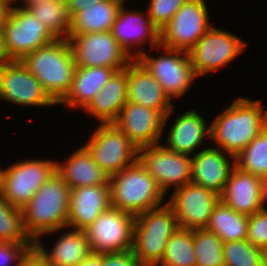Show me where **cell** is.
I'll list each match as a JSON object with an SVG mask.
<instances>
[{
	"instance_id": "obj_2",
	"label": "cell",
	"mask_w": 267,
	"mask_h": 266,
	"mask_svg": "<svg viewBox=\"0 0 267 266\" xmlns=\"http://www.w3.org/2000/svg\"><path fill=\"white\" fill-rule=\"evenodd\" d=\"M71 188L55 172L22 208L26 232L35 242L40 235L67 226Z\"/></svg>"
},
{
	"instance_id": "obj_38",
	"label": "cell",
	"mask_w": 267,
	"mask_h": 266,
	"mask_svg": "<svg viewBox=\"0 0 267 266\" xmlns=\"http://www.w3.org/2000/svg\"><path fill=\"white\" fill-rule=\"evenodd\" d=\"M34 247V244H13L0 242V266H8L11 261L18 265L24 254Z\"/></svg>"
},
{
	"instance_id": "obj_13",
	"label": "cell",
	"mask_w": 267,
	"mask_h": 266,
	"mask_svg": "<svg viewBox=\"0 0 267 266\" xmlns=\"http://www.w3.org/2000/svg\"><path fill=\"white\" fill-rule=\"evenodd\" d=\"M137 160L164 193L170 185H175L176 190L191 183V157L185 154L156 144L138 148Z\"/></svg>"
},
{
	"instance_id": "obj_48",
	"label": "cell",
	"mask_w": 267,
	"mask_h": 266,
	"mask_svg": "<svg viewBox=\"0 0 267 266\" xmlns=\"http://www.w3.org/2000/svg\"><path fill=\"white\" fill-rule=\"evenodd\" d=\"M3 2H5L6 4H8L11 7V4L14 2H16V0H1Z\"/></svg>"
},
{
	"instance_id": "obj_1",
	"label": "cell",
	"mask_w": 267,
	"mask_h": 266,
	"mask_svg": "<svg viewBox=\"0 0 267 266\" xmlns=\"http://www.w3.org/2000/svg\"><path fill=\"white\" fill-rule=\"evenodd\" d=\"M260 102L239 97L210 125V138L233 161L267 127V111Z\"/></svg>"
},
{
	"instance_id": "obj_14",
	"label": "cell",
	"mask_w": 267,
	"mask_h": 266,
	"mask_svg": "<svg viewBox=\"0 0 267 266\" xmlns=\"http://www.w3.org/2000/svg\"><path fill=\"white\" fill-rule=\"evenodd\" d=\"M247 44L239 37L211 27L188 51L197 77L224 67L242 53Z\"/></svg>"
},
{
	"instance_id": "obj_49",
	"label": "cell",
	"mask_w": 267,
	"mask_h": 266,
	"mask_svg": "<svg viewBox=\"0 0 267 266\" xmlns=\"http://www.w3.org/2000/svg\"><path fill=\"white\" fill-rule=\"evenodd\" d=\"M265 266H267V249L265 250Z\"/></svg>"
},
{
	"instance_id": "obj_31",
	"label": "cell",
	"mask_w": 267,
	"mask_h": 266,
	"mask_svg": "<svg viewBox=\"0 0 267 266\" xmlns=\"http://www.w3.org/2000/svg\"><path fill=\"white\" fill-rule=\"evenodd\" d=\"M194 230L179 228L167 241L160 266H196Z\"/></svg>"
},
{
	"instance_id": "obj_34",
	"label": "cell",
	"mask_w": 267,
	"mask_h": 266,
	"mask_svg": "<svg viewBox=\"0 0 267 266\" xmlns=\"http://www.w3.org/2000/svg\"><path fill=\"white\" fill-rule=\"evenodd\" d=\"M194 251L196 266H225L223 242L213 232L194 230Z\"/></svg>"
},
{
	"instance_id": "obj_32",
	"label": "cell",
	"mask_w": 267,
	"mask_h": 266,
	"mask_svg": "<svg viewBox=\"0 0 267 266\" xmlns=\"http://www.w3.org/2000/svg\"><path fill=\"white\" fill-rule=\"evenodd\" d=\"M0 242L35 244L25 230L22 209L11 205L0 195Z\"/></svg>"
},
{
	"instance_id": "obj_18",
	"label": "cell",
	"mask_w": 267,
	"mask_h": 266,
	"mask_svg": "<svg viewBox=\"0 0 267 266\" xmlns=\"http://www.w3.org/2000/svg\"><path fill=\"white\" fill-rule=\"evenodd\" d=\"M126 91L128 102L160 110L165 116L173 112L171 100L161 84L137 59L127 66Z\"/></svg>"
},
{
	"instance_id": "obj_30",
	"label": "cell",
	"mask_w": 267,
	"mask_h": 266,
	"mask_svg": "<svg viewBox=\"0 0 267 266\" xmlns=\"http://www.w3.org/2000/svg\"><path fill=\"white\" fill-rule=\"evenodd\" d=\"M45 25L55 39L67 40L71 29V17L66 0H50L28 8Z\"/></svg>"
},
{
	"instance_id": "obj_20",
	"label": "cell",
	"mask_w": 267,
	"mask_h": 266,
	"mask_svg": "<svg viewBox=\"0 0 267 266\" xmlns=\"http://www.w3.org/2000/svg\"><path fill=\"white\" fill-rule=\"evenodd\" d=\"M109 207V185L71 189L67 226H73L75 230H85Z\"/></svg>"
},
{
	"instance_id": "obj_46",
	"label": "cell",
	"mask_w": 267,
	"mask_h": 266,
	"mask_svg": "<svg viewBox=\"0 0 267 266\" xmlns=\"http://www.w3.org/2000/svg\"><path fill=\"white\" fill-rule=\"evenodd\" d=\"M45 1H50V0H23V4H26V5H24L25 7H22V8L28 9L30 6H32L34 4L45 2Z\"/></svg>"
},
{
	"instance_id": "obj_43",
	"label": "cell",
	"mask_w": 267,
	"mask_h": 266,
	"mask_svg": "<svg viewBox=\"0 0 267 266\" xmlns=\"http://www.w3.org/2000/svg\"><path fill=\"white\" fill-rule=\"evenodd\" d=\"M102 265V254L91 253L77 266H101Z\"/></svg>"
},
{
	"instance_id": "obj_44",
	"label": "cell",
	"mask_w": 267,
	"mask_h": 266,
	"mask_svg": "<svg viewBox=\"0 0 267 266\" xmlns=\"http://www.w3.org/2000/svg\"><path fill=\"white\" fill-rule=\"evenodd\" d=\"M265 201H267V174L261 177V204L264 210H266Z\"/></svg>"
},
{
	"instance_id": "obj_28",
	"label": "cell",
	"mask_w": 267,
	"mask_h": 266,
	"mask_svg": "<svg viewBox=\"0 0 267 266\" xmlns=\"http://www.w3.org/2000/svg\"><path fill=\"white\" fill-rule=\"evenodd\" d=\"M124 1L105 0L76 13L71 18V29L68 36L111 31Z\"/></svg>"
},
{
	"instance_id": "obj_3",
	"label": "cell",
	"mask_w": 267,
	"mask_h": 266,
	"mask_svg": "<svg viewBox=\"0 0 267 266\" xmlns=\"http://www.w3.org/2000/svg\"><path fill=\"white\" fill-rule=\"evenodd\" d=\"M21 62L57 104L71 89L76 63L68 40L55 39L27 54Z\"/></svg>"
},
{
	"instance_id": "obj_36",
	"label": "cell",
	"mask_w": 267,
	"mask_h": 266,
	"mask_svg": "<svg viewBox=\"0 0 267 266\" xmlns=\"http://www.w3.org/2000/svg\"><path fill=\"white\" fill-rule=\"evenodd\" d=\"M188 0H151L146 13L152 23L161 30Z\"/></svg>"
},
{
	"instance_id": "obj_27",
	"label": "cell",
	"mask_w": 267,
	"mask_h": 266,
	"mask_svg": "<svg viewBox=\"0 0 267 266\" xmlns=\"http://www.w3.org/2000/svg\"><path fill=\"white\" fill-rule=\"evenodd\" d=\"M34 246L50 266H77L92 253L84 230H73L60 237L50 253L42 246L40 237L35 241Z\"/></svg>"
},
{
	"instance_id": "obj_24",
	"label": "cell",
	"mask_w": 267,
	"mask_h": 266,
	"mask_svg": "<svg viewBox=\"0 0 267 266\" xmlns=\"http://www.w3.org/2000/svg\"><path fill=\"white\" fill-rule=\"evenodd\" d=\"M126 90L127 68L116 71L84 109L100 123H113L128 102Z\"/></svg>"
},
{
	"instance_id": "obj_10",
	"label": "cell",
	"mask_w": 267,
	"mask_h": 266,
	"mask_svg": "<svg viewBox=\"0 0 267 266\" xmlns=\"http://www.w3.org/2000/svg\"><path fill=\"white\" fill-rule=\"evenodd\" d=\"M205 0H188L160 30V46L189 51L212 27Z\"/></svg>"
},
{
	"instance_id": "obj_26",
	"label": "cell",
	"mask_w": 267,
	"mask_h": 266,
	"mask_svg": "<svg viewBox=\"0 0 267 266\" xmlns=\"http://www.w3.org/2000/svg\"><path fill=\"white\" fill-rule=\"evenodd\" d=\"M115 72L109 67H76L71 89L58 104L85 108Z\"/></svg>"
},
{
	"instance_id": "obj_45",
	"label": "cell",
	"mask_w": 267,
	"mask_h": 266,
	"mask_svg": "<svg viewBox=\"0 0 267 266\" xmlns=\"http://www.w3.org/2000/svg\"><path fill=\"white\" fill-rule=\"evenodd\" d=\"M10 6L5 2L0 0V26H2L3 21L5 20L6 15L8 14Z\"/></svg>"
},
{
	"instance_id": "obj_33",
	"label": "cell",
	"mask_w": 267,
	"mask_h": 266,
	"mask_svg": "<svg viewBox=\"0 0 267 266\" xmlns=\"http://www.w3.org/2000/svg\"><path fill=\"white\" fill-rule=\"evenodd\" d=\"M235 167L262 177L267 174V127L235 156Z\"/></svg>"
},
{
	"instance_id": "obj_5",
	"label": "cell",
	"mask_w": 267,
	"mask_h": 266,
	"mask_svg": "<svg viewBox=\"0 0 267 266\" xmlns=\"http://www.w3.org/2000/svg\"><path fill=\"white\" fill-rule=\"evenodd\" d=\"M179 229L172 209L165 204L135 216L132 251L140 266H158L169 238Z\"/></svg>"
},
{
	"instance_id": "obj_21",
	"label": "cell",
	"mask_w": 267,
	"mask_h": 266,
	"mask_svg": "<svg viewBox=\"0 0 267 266\" xmlns=\"http://www.w3.org/2000/svg\"><path fill=\"white\" fill-rule=\"evenodd\" d=\"M220 200L238 213L250 216L262 210L261 177L234 167Z\"/></svg>"
},
{
	"instance_id": "obj_40",
	"label": "cell",
	"mask_w": 267,
	"mask_h": 266,
	"mask_svg": "<svg viewBox=\"0 0 267 266\" xmlns=\"http://www.w3.org/2000/svg\"><path fill=\"white\" fill-rule=\"evenodd\" d=\"M16 266V265H15ZM17 266H50L46 258L34 246L30 248L20 259Z\"/></svg>"
},
{
	"instance_id": "obj_22",
	"label": "cell",
	"mask_w": 267,
	"mask_h": 266,
	"mask_svg": "<svg viewBox=\"0 0 267 266\" xmlns=\"http://www.w3.org/2000/svg\"><path fill=\"white\" fill-rule=\"evenodd\" d=\"M224 153L220 148L208 147L191 157V183L209 188L220 195L235 167V162L228 161L226 152Z\"/></svg>"
},
{
	"instance_id": "obj_7",
	"label": "cell",
	"mask_w": 267,
	"mask_h": 266,
	"mask_svg": "<svg viewBox=\"0 0 267 266\" xmlns=\"http://www.w3.org/2000/svg\"><path fill=\"white\" fill-rule=\"evenodd\" d=\"M84 146L109 176L132 165L138 158V147L114 123H101Z\"/></svg>"
},
{
	"instance_id": "obj_37",
	"label": "cell",
	"mask_w": 267,
	"mask_h": 266,
	"mask_svg": "<svg viewBox=\"0 0 267 266\" xmlns=\"http://www.w3.org/2000/svg\"><path fill=\"white\" fill-rule=\"evenodd\" d=\"M246 240L258 248L267 249V209L248 216Z\"/></svg>"
},
{
	"instance_id": "obj_12",
	"label": "cell",
	"mask_w": 267,
	"mask_h": 266,
	"mask_svg": "<svg viewBox=\"0 0 267 266\" xmlns=\"http://www.w3.org/2000/svg\"><path fill=\"white\" fill-rule=\"evenodd\" d=\"M55 172V161L30 159L15 163L6 169L1 196L22 209Z\"/></svg>"
},
{
	"instance_id": "obj_47",
	"label": "cell",
	"mask_w": 267,
	"mask_h": 266,
	"mask_svg": "<svg viewBox=\"0 0 267 266\" xmlns=\"http://www.w3.org/2000/svg\"><path fill=\"white\" fill-rule=\"evenodd\" d=\"M6 169L0 167V195L2 193Z\"/></svg>"
},
{
	"instance_id": "obj_4",
	"label": "cell",
	"mask_w": 267,
	"mask_h": 266,
	"mask_svg": "<svg viewBox=\"0 0 267 266\" xmlns=\"http://www.w3.org/2000/svg\"><path fill=\"white\" fill-rule=\"evenodd\" d=\"M111 207L137 216L158 208L165 193L137 160L110 176Z\"/></svg>"
},
{
	"instance_id": "obj_29",
	"label": "cell",
	"mask_w": 267,
	"mask_h": 266,
	"mask_svg": "<svg viewBox=\"0 0 267 266\" xmlns=\"http://www.w3.org/2000/svg\"><path fill=\"white\" fill-rule=\"evenodd\" d=\"M205 229L215 233L223 243L245 240L247 238L248 216L236 212L219 200Z\"/></svg>"
},
{
	"instance_id": "obj_19",
	"label": "cell",
	"mask_w": 267,
	"mask_h": 266,
	"mask_svg": "<svg viewBox=\"0 0 267 266\" xmlns=\"http://www.w3.org/2000/svg\"><path fill=\"white\" fill-rule=\"evenodd\" d=\"M143 15L136 10L126 11L122 4L111 29V33L119 45L133 59H135V54L130 51L131 48L140 46L145 43V40H150L152 48L161 49L160 30L152 23L148 14Z\"/></svg>"
},
{
	"instance_id": "obj_42",
	"label": "cell",
	"mask_w": 267,
	"mask_h": 266,
	"mask_svg": "<svg viewBox=\"0 0 267 266\" xmlns=\"http://www.w3.org/2000/svg\"><path fill=\"white\" fill-rule=\"evenodd\" d=\"M12 61L5 45V34L2 26H0V65Z\"/></svg>"
},
{
	"instance_id": "obj_41",
	"label": "cell",
	"mask_w": 267,
	"mask_h": 266,
	"mask_svg": "<svg viewBox=\"0 0 267 266\" xmlns=\"http://www.w3.org/2000/svg\"><path fill=\"white\" fill-rule=\"evenodd\" d=\"M105 0H66L68 12L72 18L76 13L86 9L87 7L93 6L97 2Z\"/></svg>"
},
{
	"instance_id": "obj_9",
	"label": "cell",
	"mask_w": 267,
	"mask_h": 266,
	"mask_svg": "<svg viewBox=\"0 0 267 266\" xmlns=\"http://www.w3.org/2000/svg\"><path fill=\"white\" fill-rule=\"evenodd\" d=\"M163 48L167 55L151 58L145 51H136L135 59L158 80L171 100V97H180L187 92L197 76L187 51Z\"/></svg>"
},
{
	"instance_id": "obj_11",
	"label": "cell",
	"mask_w": 267,
	"mask_h": 266,
	"mask_svg": "<svg viewBox=\"0 0 267 266\" xmlns=\"http://www.w3.org/2000/svg\"><path fill=\"white\" fill-rule=\"evenodd\" d=\"M135 216L114 207L104 211L86 232L92 253L124 252L132 249Z\"/></svg>"
},
{
	"instance_id": "obj_8",
	"label": "cell",
	"mask_w": 267,
	"mask_h": 266,
	"mask_svg": "<svg viewBox=\"0 0 267 266\" xmlns=\"http://www.w3.org/2000/svg\"><path fill=\"white\" fill-rule=\"evenodd\" d=\"M2 28L11 60L21 61L27 54L55 40L39 18L22 7L9 8Z\"/></svg>"
},
{
	"instance_id": "obj_25",
	"label": "cell",
	"mask_w": 267,
	"mask_h": 266,
	"mask_svg": "<svg viewBox=\"0 0 267 266\" xmlns=\"http://www.w3.org/2000/svg\"><path fill=\"white\" fill-rule=\"evenodd\" d=\"M206 125L205 119L197 111L185 112L175 119L170 128L166 148L189 156L196 151L206 135L210 138V127Z\"/></svg>"
},
{
	"instance_id": "obj_35",
	"label": "cell",
	"mask_w": 267,
	"mask_h": 266,
	"mask_svg": "<svg viewBox=\"0 0 267 266\" xmlns=\"http://www.w3.org/2000/svg\"><path fill=\"white\" fill-rule=\"evenodd\" d=\"M225 266H265V250L245 240L223 243Z\"/></svg>"
},
{
	"instance_id": "obj_15",
	"label": "cell",
	"mask_w": 267,
	"mask_h": 266,
	"mask_svg": "<svg viewBox=\"0 0 267 266\" xmlns=\"http://www.w3.org/2000/svg\"><path fill=\"white\" fill-rule=\"evenodd\" d=\"M220 195L215 191L188 183L172 193L167 205L172 209L179 228L205 229Z\"/></svg>"
},
{
	"instance_id": "obj_39",
	"label": "cell",
	"mask_w": 267,
	"mask_h": 266,
	"mask_svg": "<svg viewBox=\"0 0 267 266\" xmlns=\"http://www.w3.org/2000/svg\"><path fill=\"white\" fill-rule=\"evenodd\" d=\"M101 266H140L134 252L131 250L124 252L102 253Z\"/></svg>"
},
{
	"instance_id": "obj_23",
	"label": "cell",
	"mask_w": 267,
	"mask_h": 266,
	"mask_svg": "<svg viewBox=\"0 0 267 266\" xmlns=\"http://www.w3.org/2000/svg\"><path fill=\"white\" fill-rule=\"evenodd\" d=\"M56 173L74 189L93 185H109V174L96 164L91 153L85 146L74 151L67 162L60 164L56 161Z\"/></svg>"
},
{
	"instance_id": "obj_17",
	"label": "cell",
	"mask_w": 267,
	"mask_h": 266,
	"mask_svg": "<svg viewBox=\"0 0 267 266\" xmlns=\"http://www.w3.org/2000/svg\"><path fill=\"white\" fill-rule=\"evenodd\" d=\"M160 110L127 102L113 122L138 148L156 145L169 118Z\"/></svg>"
},
{
	"instance_id": "obj_6",
	"label": "cell",
	"mask_w": 267,
	"mask_h": 266,
	"mask_svg": "<svg viewBox=\"0 0 267 266\" xmlns=\"http://www.w3.org/2000/svg\"><path fill=\"white\" fill-rule=\"evenodd\" d=\"M76 67L126 69L134 60L119 45L111 31L68 36Z\"/></svg>"
},
{
	"instance_id": "obj_16",
	"label": "cell",
	"mask_w": 267,
	"mask_h": 266,
	"mask_svg": "<svg viewBox=\"0 0 267 266\" xmlns=\"http://www.w3.org/2000/svg\"><path fill=\"white\" fill-rule=\"evenodd\" d=\"M0 98L34 107L57 104L20 60L0 65Z\"/></svg>"
}]
</instances>
